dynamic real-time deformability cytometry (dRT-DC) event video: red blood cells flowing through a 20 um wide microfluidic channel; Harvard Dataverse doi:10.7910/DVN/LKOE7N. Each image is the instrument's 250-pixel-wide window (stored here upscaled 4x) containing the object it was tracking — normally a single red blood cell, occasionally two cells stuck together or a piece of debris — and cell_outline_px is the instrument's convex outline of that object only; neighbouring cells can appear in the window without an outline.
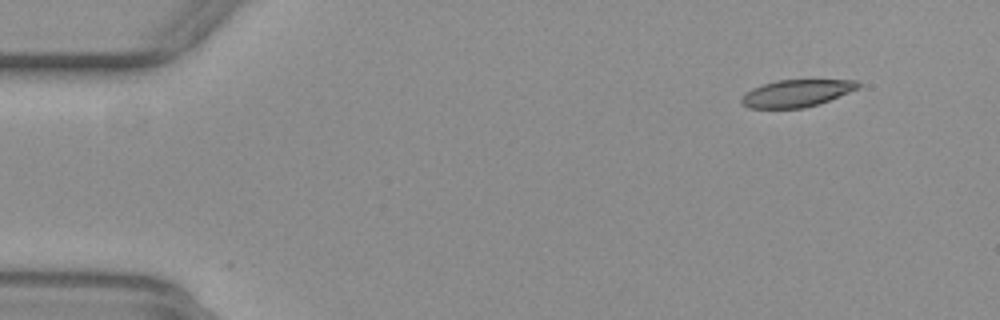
{"species": "common noctule bat (a hibernating species)", "species_latin": "Nyctalus noctula", "temperature_condition": "warm", "stored_images_in_passage": 50, "camera_frame_rate_fps": 3000, "um_per_image_px": 0.085, "animal": {"sex": "female", "body_mass_g": 29.2, "forearm_length_mm": 56.3}, "frame": {"image": 1, "passage_image": 2, "time_ms": 0.333, "image_size_px": [1000, 320], "cell_outline_px": [[860, 88], [820, 104], [804, 108], [748, 108], [740, 100], [740, 96], [744, 92], [752, 88], [776, 80], [856, 80], [860, 84]], "centroid_in_image_um": [67.7, 7.93], "position_along_channel_um": 17.3, "area_um2": 18.61}}
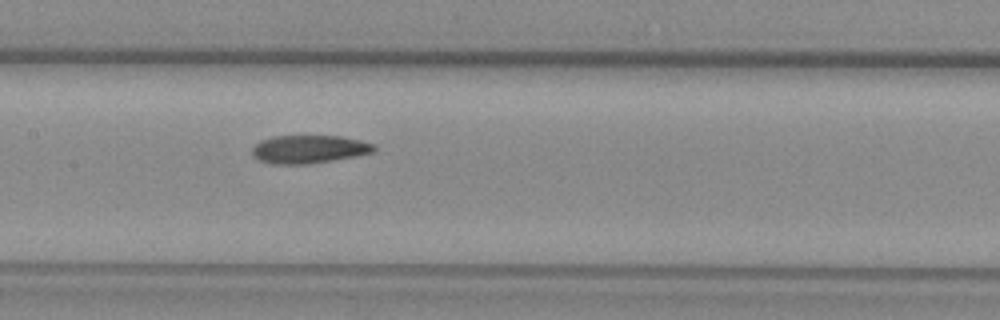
{"frame": {"image": 2, "passage_image": 23, "time_ms": 7.333, "image_size_px": [1000, 320], "cell_outline_px": [[376, 152], [356, 156], [304, 164], [272, 164], [260, 160], [252, 156], [252, 148], [260, 140], [272, 136], [340, 136], [360, 140], [376, 144]], "centroid_in_image_um": [26.27, 12.67], "position_along_channel_um": 181.1, "area_um2": 20.0}}
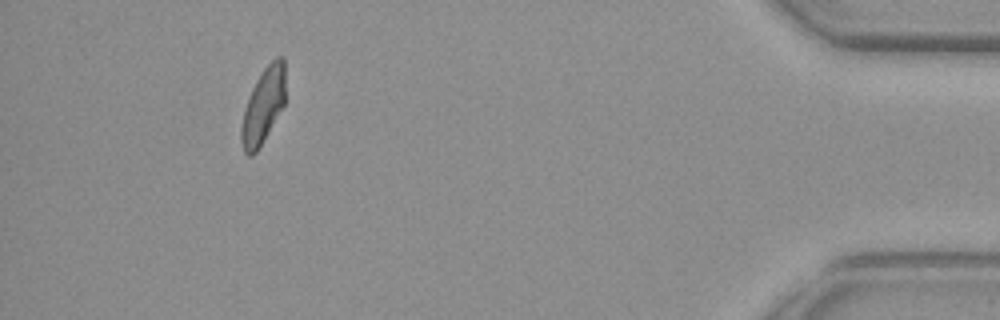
{"frame": {"image": 3, "passage_image": 46, "time_ms": 15.0, "image_size_px": [1000, 320], "cell_outline_px": [[284, 104], [256, 152], [252, 156], [248, 156], [244, 152], [240, 140], [240, 128], [244, 108], [248, 96], [256, 80], [264, 68], [276, 56], [284, 56]], "centroid_in_image_um": [22.34, 8.99], "position_along_channel_um": 412.9, "area_um2": 19.19}, "authors_computed_cell_mechanics": {"area_um2": 20.2589, "velocity_mm_per_s": 3.8827, "shape_relaxation_time_tau1_ms": null, "shape_relaxation_time_tau2_ms": 3.9495, "deformation_change_tau1": null, "deformation_change_tau2": 0.1083}}